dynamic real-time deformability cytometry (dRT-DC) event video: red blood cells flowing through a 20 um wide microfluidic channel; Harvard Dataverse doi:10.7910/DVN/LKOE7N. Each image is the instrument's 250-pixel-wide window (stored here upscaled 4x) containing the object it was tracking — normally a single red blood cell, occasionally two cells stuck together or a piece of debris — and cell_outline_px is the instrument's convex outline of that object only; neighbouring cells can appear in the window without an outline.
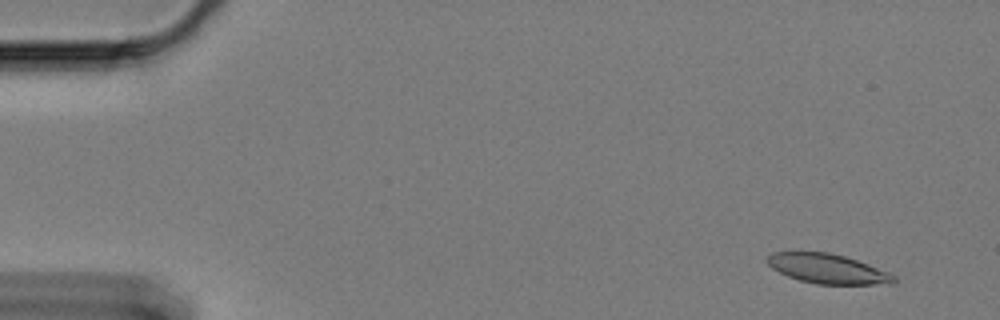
{"species": "Egyptian fruit bat (a non-hibernating species)", "species_latin": "Rousettus aegyptiacus", "temperature_condition": "cold", "stored_images_in_passage": 57, "camera_frame_rate_fps": 3000, "um_per_image_px": 0.085, "animal": {"sex": "female"}, "frame": {"image": 1, "passage_image": 1, "time_ms": 0.0, "image_size_px": [1000, 320], "cell_outline_px": [[896, 284], [816, 284], [800, 280], [788, 276], [772, 268], [764, 260], [772, 252], [828, 252], [844, 256], [856, 260], [888, 272], [896, 276]], "centroid_in_image_um": [70.34, 22.85], "position_along_channel_um": 14.7, "area_um2": 21.73}}
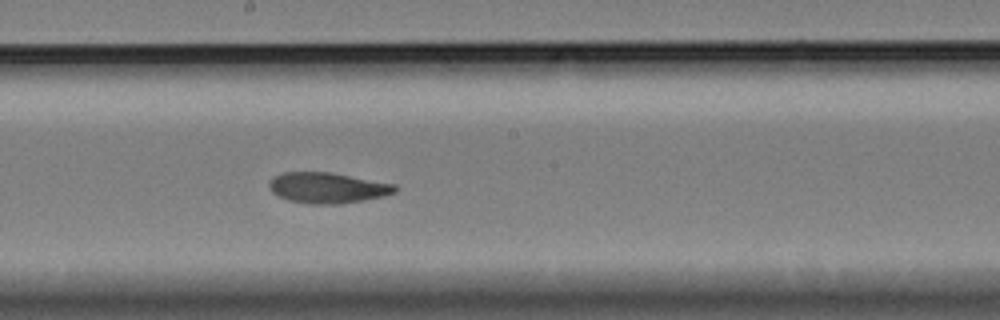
{"frame": {"image": 2, "passage_image": 30, "time_ms": 9.667, "image_size_px": [1000, 320], "cell_outline_px": [[400, 188], [396, 192], [384, 196], [364, 200], [340, 204], [308, 204], [288, 200], [272, 192], [268, 184], [272, 176], [284, 172], [332, 172], [396, 184]], "centroid_in_image_um": [27.87, 15.96], "position_along_channel_um": 220.3, "area_um2": 22.77}}
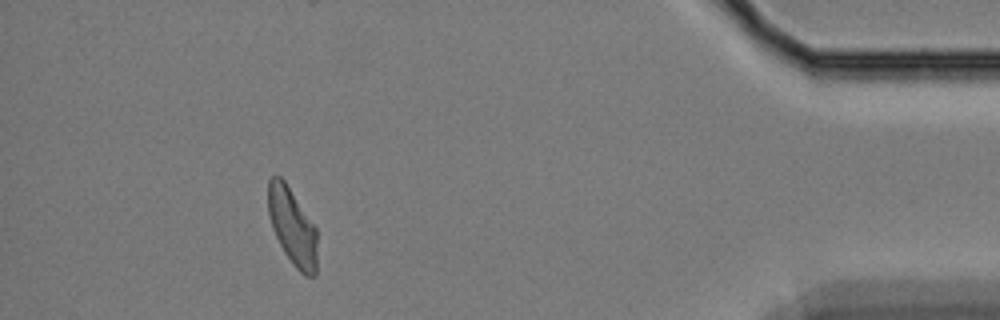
{"frame": {"image": 3, "passage_image": 52, "time_ms": 17.0, "image_size_px": [1000, 320], "cell_outline_px": [[316, 276], [304, 276], [292, 264], [284, 252], [272, 228], [268, 212], [268, 180], [272, 176], [280, 176], [284, 180], [316, 228]], "centroid_in_image_um": [24.84, 19.28], "position_along_channel_um": 410.4, "area_um2": 21.79}, "authors_computed_cell_mechanics": {"area_um2": 22.6576, "velocity_mm_per_s": 3.3016, "shape_relaxation_time_tau1_ms": null, "shape_relaxation_time_tau2_ms": 6.6647, "deformation_change_tau1": null, "deformation_change_tau2": 0.1256}}